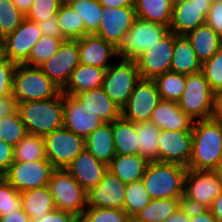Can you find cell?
<instances>
[{
  "label": "cell",
  "instance_id": "6da1fadb",
  "mask_svg": "<svg viewBox=\"0 0 222 222\" xmlns=\"http://www.w3.org/2000/svg\"><path fill=\"white\" fill-rule=\"evenodd\" d=\"M222 158V123L214 118L192 126V156L187 169L217 170Z\"/></svg>",
  "mask_w": 222,
  "mask_h": 222
},
{
  "label": "cell",
  "instance_id": "7a4b0ae2",
  "mask_svg": "<svg viewBox=\"0 0 222 222\" xmlns=\"http://www.w3.org/2000/svg\"><path fill=\"white\" fill-rule=\"evenodd\" d=\"M63 93L40 101L18 103V113L27 133L39 136L63 127Z\"/></svg>",
  "mask_w": 222,
  "mask_h": 222
},
{
  "label": "cell",
  "instance_id": "3957f363",
  "mask_svg": "<svg viewBox=\"0 0 222 222\" xmlns=\"http://www.w3.org/2000/svg\"><path fill=\"white\" fill-rule=\"evenodd\" d=\"M187 167L177 163L149 162L142 181L151 199H183Z\"/></svg>",
  "mask_w": 222,
  "mask_h": 222
},
{
  "label": "cell",
  "instance_id": "277c9868",
  "mask_svg": "<svg viewBox=\"0 0 222 222\" xmlns=\"http://www.w3.org/2000/svg\"><path fill=\"white\" fill-rule=\"evenodd\" d=\"M61 92L39 67L17 64L13 75L12 94L18 103L47 100Z\"/></svg>",
  "mask_w": 222,
  "mask_h": 222
},
{
  "label": "cell",
  "instance_id": "5b68a950",
  "mask_svg": "<svg viewBox=\"0 0 222 222\" xmlns=\"http://www.w3.org/2000/svg\"><path fill=\"white\" fill-rule=\"evenodd\" d=\"M184 89L177 101L179 108L194 121L213 118L215 93L201 71L186 75Z\"/></svg>",
  "mask_w": 222,
  "mask_h": 222
},
{
  "label": "cell",
  "instance_id": "8992f818",
  "mask_svg": "<svg viewBox=\"0 0 222 222\" xmlns=\"http://www.w3.org/2000/svg\"><path fill=\"white\" fill-rule=\"evenodd\" d=\"M221 193L222 182L216 170H187L184 179L183 206L209 209L213 200Z\"/></svg>",
  "mask_w": 222,
  "mask_h": 222
},
{
  "label": "cell",
  "instance_id": "52a82bcc",
  "mask_svg": "<svg viewBox=\"0 0 222 222\" xmlns=\"http://www.w3.org/2000/svg\"><path fill=\"white\" fill-rule=\"evenodd\" d=\"M47 186L56 209L82 217L87 208V191L66 169H54Z\"/></svg>",
  "mask_w": 222,
  "mask_h": 222
},
{
  "label": "cell",
  "instance_id": "ba28073f",
  "mask_svg": "<svg viewBox=\"0 0 222 222\" xmlns=\"http://www.w3.org/2000/svg\"><path fill=\"white\" fill-rule=\"evenodd\" d=\"M168 31V26L136 18L132 27L116 47L117 56L121 59L135 61Z\"/></svg>",
  "mask_w": 222,
  "mask_h": 222
},
{
  "label": "cell",
  "instance_id": "9c48e42d",
  "mask_svg": "<svg viewBox=\"0 0 222 222\" xmlns=\"http://www.w3.org/2000/svg\"><path fill=\"white\" fill-rule=\"evenodd\" d=\"M114 61L117 64L113 62L106 70L102 87L111 100L122 109L141 77L136 61L121 58Z\"/></svg>",
  "mask_w": 222,
  "mask_h": 222
},
{
  "label": "cell",
  "instance_id": "30bf717a",
  "mask_svg": "<svg viewBox=\"0 0 222 222\" xmlns=\"http://www.w3.org/2000/svg\"><path fill=\"white\" fill-rule=\"evenodd\" d=\"M43 140L46 159L55 169H65L85 149V139L64 126L45 135Z\"/></svg>",
  "mask_w": 222,
  "mask_h": 222
},
{
  "label": "cell",
  "instance_id": "8fae6325",
  "mask_svg": "<svg viewBox=\"0 0 222 222\" xmlns=\"http://www.w3.org/2000/svg\"><path fill=\"white\" fill-rule=\"evenodd\" d=\"M54 169L48 160L14 161L3 177L20 193L47 186Z\"/></svg>",
  "mask_w": 222,
  "mask_h": 222
},
{
  "label": "cell",
  "instance_id": "7c38bea8",
  "mask_svg": "<svg viewBox=\"0 0 222 222\" xmlns=\"http://www.w3.org/2000/svg\"><path fill=\"white\" fill-rule=\"evenodd\" d=\"M79 64L78 40L66 39L62 41L58 51L39 68L62 90Z\"/></svg>",
  "mask_w": 222,
  "mask_h": 222
},
{
  "label": "cell",
  "instance_id": "4fadbf2b",
  "mask_svg": "<svg viewBox=\"0 0 222 222\" xmlns=\"http://www.w3.org/2000/svg\"><path fill=\"white\" fill-rule=\"evenodd\" d=\"M174 33L170 30L135 61L141 79L153 80L170 71L173 58Z\"/></svg>",
  "mask_w": 222,
  "mask_h": 222
},
{
  "label": "cell",
  "instance_id": "5bb4252c",
  "mask_svg": "<svg viewBox=\"0 0 222 222\" xmlns=\"http://www.w3.org/2000/svg\"><path fill=\"white\" fill-rule=\"evenodd\" d=\"M161 100L154 81L141 79L121 109V116L134 123L150 121L153 110Z\"/></svg>",
  "mask_w": 222,
  "mask_h": 222
},
{
  "label": "cell",
  "instance_id": "9a60e30c",
  "mask_svg": "<svg viewBox=\"0 0 222 222\" xmlns=\"http://www.w3.org/2000/svg\"><path fill=\"white\" fill-rule=\"evenodd\" d=\"M41 37L37 22L24 18L14 32L3 38L4 57L16 64H24Z\"/></svg>",
  "mask_w": 222,
  "mask_h": 222
},
{
  "label": "cell",
  "instance_id": "2e32d148",
  "mask_svg": "<svg viewBox=\"0 0 222 222\" xmlns=\"http://www.w3.org/2000/svg\"><path fill=\"white\" fill-rule=\"evenodd\" d=\"M211 0H182L173 4L169 30L176 35H186L206 23Z\"/></svg>",
  "mask_w": 222,
  "mask_h": 222
},
{
  "label": "cell",
  "instance_id": "e0dca14e",
  "mask_svg": "<svg viewBox=\"0 0 222 222\" xmlns=\"http://www.w3.org/2000/svg\"><path fill=\"white\" fill-rule=\"evenodd\" d=\"M159 162L188 166L192 156V131L161 129L158 137Z\"/></svg>",
  "mask_w": 222,
  "mask_h": 222
},
{
  "label": "cell",
  "instance_id": "ac0fdd59",
  "mask_svg": "<svg viewBox=\"0 0 222 222\" xmlns=\"http://www.w3.org/2000/svg\"><path fill=\"white\" fill-rule=\"evenodd\" d=\"M63 104V126L84 139L105 123L75 96L63 94Z\"/></svg>",
  "mask_w": 222,
  "mask_h": 222
},
{
  "label": "cell",
  "instance_id": "d6986e66",
  "mask_svg": "<svg viewBox=\"0 0 222 222\" xmlns=\"http://www.w3.org/2000/svg\"><path fill=\"white\" fill-rule=\"evenodd\" d=\"M101 18L95 34L117 47L137 17L134 7H102Z\"/></svg>",
  "mask_w": 222,
  "mask_h": 222
},
{
  "label": "cell",
  "instance_id": "ffe728a7",
  "mask_svg": "<svg viewBox=\"0 0 222 222\" xmlns=\"http://www.w3.org/2000/svg\"><path fill=\"white\" fill-rule=\"evenodd\" d=\"M126 186L127 183L107 171L99 184L87 192V207L123 210Z\"/></svg>",
  "mask_w": 222,
  "mask_h": 222
},
{
  "label": "cell",
  "instance_id": "44dd1931",
  "mask_svg": "<svg viewBox=\"0 0 222 222\" xmlns=\"http://www.w3.org/2000/svg\"><path fill=\"white\" fill-rule=\"evenodd\" d=\"M80 64L107 70L117 56L116 47L96 34H87L78 39ZM112 61V62H111Z\"/></svg>",
  "mask_w": 222,
  "mask_h": 222
},
{
  "label": "cell",
  "instance_id": "7402d4cb",
  "mask_svg": "<svg viewBox=\"0 0 222 222\" xmlns=\"http://www.w3.org/2000/svg\"><path fill=\"white\" fill-rule=\"evenodd\" d=\"M85 191L96 187L108 171L86 148L65 168Z\"/></svg>",
  "mask_w": 222,
  "mask_h": 222
},
{
  "label": "cell",
  "instance_id": "603a6c76",
  "mask_svg": "<svg viewBox=\"0 0 222 222\" xmlns=\"http://www.w3.org/2000/svg\"><path fill=\"white\" fill-rule=\"evenodd\" d=\"M150 121L160 129L192 131L194 120L184 113L174 101L161 100L150 117Z\"/></svg>",
  "mask_w": 222,
  "mask_h": 222
},
{
  "label": "cell",
  "instance_id": "cb8c5ba5",
  "mask_svg": "<svg viewBox=\"0 0 222 222\" xmlns=\"http://www.w3.org/2000/svg\"><path fill=\"white\" fill-rule=\"evenodd\" d=\"M75 97L103 122H113L121 117V108L111 100L103 87L81 92Z\"/></svg>",
  "mask_w": 222,
  "mask_h": 222
},
{
  "label": "cell",
  "instance_id": "d4e9b609",
  "mask_svg": "<svg viewBox=\"0 0 222 222\" xmlns=\"http://www.w3.org/2000/svg\"><path fill=\"white\" fill-rule=\"evenodd\" d=\"M106 70L103 68L79 64L72 72L62 93L76 96L77 94L103 86Z\"/></svg>",
  "mask_w": 222,
  "mask_h": 222
},
{
  "label": "cell",
  "instance_id": "484cf974",
  "mask_svg": "<svg viewBox=\"0 0 222 222\" xmlns=\"http://www.w3.org/2000/svg\"><path fill=\"white\" fill-rule=\"evenodd\" d=\"M201 69L202 63L198 59L187 37L174 33L173 58L170 71L189 75L200 72Z\"/></svg>",
  "mask_w": 222,
  "mask_h": 222
},
{
  "label": "cell",
  "instance_id": "4316f807",
  "mask_svg": "<svg viewBox=\"0 0 222 222\" xmlns=\"http://www.w3.org/2000/svg\"><path fill=\"white\" fill-rule=\"evenodd\" d=\"M85 148L100 162L109 165L116 155L112 133V122L97 127L85 139Z\"/></svg>",
  "mask_w": 222,
  "mask_h": 222
},
{
  "label": "cell",
  "instance_id": "83f0119b",
  "mask_svg": "<svg viewBox=\"0 0 222 222\" xmlns=\"http://www.w3.org/2000/svg\"><path fill=\"white\" fill-rule=\"evenodd\" d=\"M185 36L201 63L212 58L222 46V38L206 23Z\"/></svg>",
  "mask_w": 222,
  "mask_h": 222
},
{
  "label": "cell",
  "instance_id": "f1b7e54d",
  "mask_svg": "<svg viewBox=\"0 0 222 222\" xmlns=\"http://www.w3.org/2000/svg\"><path fill=\"white\" fill-rule=\"evenodd\" d=\"M147 165L148 162L138 154H116L108 165V171L117 176L122 182L132 183L142 180Z\"/></svg>",
  "mask_w": 222,
  "mask_h": 222
},
{
  "label": "cell",
  "instance_id": "f546056e",
  "mask_svg": "<svg viewBox=\"0 0 222 222\" xmlns=\"http://www.w3.org/2000/svg\"><path fill=\"white\" fill-rule=\"evenodd\" d=\"M21 207L30 220L35 217L46 216L56 209L48 186L20 192Z\"/></svg>",
  "mask_w": 222,
  "mask_h": 222
},
{
  "label": "cell",
  "instance_id": "4dcf8cb0",
  "mask_svg": "<svg viewBox=\"0 0 222 222\" xmlns=\"http://www.w3.org/2000/svg\"><path fill=\"white\" fill-rule=\"evenodd\" d=\"M112 133L116 154H138L136 123L128 121L121 116L112 122Z\"/></svg>",
  "mask_w": 222,
  "mask_h": 222
},
{
  "label": "cell",
  "instance_id": "1f68e13d",
  "mask_svg": "<svg viewBox=\"0 0 222 222\" xmlns=\"http://www.w3.org/2000/svg\"><path fill=\"white\" fill-rule=\"evenodd\" d=\"M136 17L142 20L170 25L172 18V0H135Z\"/></svg>",
  "mask_w": 222,
  "mask_h": 222
},
{
  "label": "cell",
  "instance_id": "d6a6232c",
  "mask_svg": "<svg viewBox=\"0 0 222 222\" xmlns=\"http://www.w3.org/2000/svg\"><path fill=\"white\" fill-rule=\"evenodd\" d=\"M138 137V155L143 157L148 163L159 162L158 137L161 129L151 121L136 123Z\"/></svg>",
  "mask_w": 222,
  "mask_h": 222
},
{
  "label": "cell",
  "instance_id": "836d02e7",
  "mask_svg": "<svg viewBox=\"0 0 222 222\" xmlns=\"http://www.w3.org/2000/svg\"><path fill=\"white\" fill-rule=\"evenodd\" d=\"M183 199H151L150 203L132 218L136 222H163L183 204Z\"/></svg>",
  "mask_w": 222,
  "mask_h": 222
},
{
  "label": "cell",
  "instance_id": "e575fe53",
  "mask_svg": "<svg viewBox=\"0 0 222 222\" xmlns=\"http://www.w3.org/2000/svg\"><path fill=\"white\" fill-rule=\"evenodd\" d=\"M84 21L86 35L95 34L101 24L102 6L98 0H65Z\"/></svg>",
  "mask_w": 222,
  "mask_h": 222
},
{
  "label": "cell",
  "instance_id": "d590c367",
  "mask_svg": "<svg viewBox=\"0 0 222 222\" xmlns=\"http://www.w3.org/2000/svg\"><path fill=\"white\" fill-rule=\"evenodd\" d=\"M163 101L177 102L186 86V75L168 71L153 79Z\"/></svg>",
  "mask_w": 222,
  "mask_h": 222
},
{
  "label": "cell",
  "instance_id": "8d00e7d4",
  "mask_svg": "<svg viewBox=\"0 0 222 222\" xmlns=\"http://www.w3.org/2000/svg\"><path fill=\"white\" fill-rule=\"evenodd\" d=\"M57 17L65 39L78 40L86 36L83 19L66 2L61 5Z\"/></svg>",
  "mask_w": 222,
  "mask_h": 222
},
{
  "label": "cell",
  "instance_id": "74e56055",
  "mask_svg": "<svg viewBox=\"0 0 222 222\" xmlns=\"http://www.w3.org/2000/svg\"><path fill=\"white\" fill-rule=\"evenodd\" d=\"M14 161L28 162L47 160L43 136L27 134L13 149Z\"/></svg>",
  "mask_w": 222,
  "mask_h": 222
},
{
  "label": "cell",
  "instance_id": "f35d334b",
  "mask_svg": "<svg viewBox=\"0 0 222 222\" xmlns=\"http://www.w3.org/2000/svg\"><path fill=\"white\" fill-rule=\"evenodd\" d=\"M151 201L142 180L127 183L123 210L132 218Z\"/></svg>",
  "mask_w": 222,
  "mask_h": 222
},
{
  "label": "cell",
  "instance_id": "ab89813d",
  "mask_svg": "<svg viewBox=\"0 0 222 222\" xmlns=\"http://www.w3.org/2000/svg\"><path fill=\"white\" fill-rule=\"evenodd\" d=\"M64 40L66 39L42 35L40 40L33 46L30 56L24 64L39 67L58 51L60 44Z\"/></svg>",
  "mask_w": 222,
  "mask_h": 222
},
{
  "label": "cell",
  "instance_id": "60d3db41",
  "mask_svg": "<svg viewBox=\"0 0 222 222\" xmlns=\"http://www.w3.org/2000/svg\"><path fill=\"white\" fill-rule=\"evenodd\" d=\"M27 134L18 111L11 116L0 118V139L2 141L15 146Z\"/></svg>",
  "mask_w": 222,
  "mask_h": 222
},
{
  "label": "cell",
  "instance_id": "b9f144b4",
  "mask_svg": "<svg viewBox=\"0 0 222 222\" xmlns=\"http://www.w3.org/2000/svg\"><path fill=\"white\" fill-rule=\"evenodd\" d=\"M24 18L12 0H0V38L14 32Z\"/></svg>",
  "mask_w": 222,
  "mask_h": 222
},
{
  "label": "cell",
  "instance_id": "7bdbcfd3",
  "mask_svg": "<svg viewBox=\"0 0 222 222\" xmlns=\"http://www.w3.org/2000/svg\"><path fill=\"white\" fill-rule=\"evenodd\" d=\"M129 219L122 209L87 207L79 222H127Z\"/></svg>",
  "mask_w": 222,
  "mask_h": 222
},
{
  "label": "cell",
  "instance_id": "ee69618b",
  "mask_svg": "<svg viewBox=\"0 0 222 222\" xmlns=\"http://www.w3.org/2000/svg\"><path fill=\"white\" fill-rule=\"evenodd\" d=\"M201 72L215 94L222 90V46L212 58L202 63Z\"/></svg>",
  "mask_w": 222,
  "mask_h": 222
},
{
  "label": "cell",
  "instance_id": "f6af8a7d",
  "mask_svg": "<svg viewBox=\"0 0 222 222\" xmlns=\"http://www.w3.org/2000/svg\"><path fill=\"white\" fill-rule=\"evenodd\" d=\"M20 193L0 176V217L21 209Z\"/></svg>",
  "mask_w": 222,
  "mask_h": 222
},
{
  "label": "cell",
  "instance_id": "bcb514c9",
  "mask_svg": "<svg viewBox=\"0 0 222 222\" xmlns=\"http://www.w3.org/2000/svg\"><path fill=\"white\" fill-rule=\"evenodd\" d=\"M63 3L64 0H33L25 18L37 23L42 22L56 15Z\"/></svg>",
  "mask_w": 222,
  "mask_h": 222
},
{
  "label": "cell",
  "instance_id": "7dc6e473",
  "mask_svg": "<svg viewBox=\"0 0 222 222\" xmlns=\"http://www.w3.org/2000/svg\"><path fill=\"white\" fill-rule=\"evenodd\" d=\"M17 64L4 57L0 61V98L12 94L13 75Z\"/></svg>",
  "mask_w": 222,
  "mask_h": 222
},
{
  "label": "cell",
  "instance_id": "c3c4849f",
  "mask_svg": "<svg viewBox=\"0 0 222 222\" xmlns=\"http://www.w3.org/2000/svg\"><path fill=\"white\" fill-rule=\"evenodd\" d=\"M206 24L222 38V2L211 3L206 16Z\"/></svg>",
  "mask_w": 222,
  "mask_h": 222
},
{
  "label": "cell",
  "instance_id": "681fc988",
  "mask_svg": "<svg viewBox=\"0 0 222 222\" xmlns=\"http://www.w3.org/2000/svg\"><path fill=\"white\" fill-rule=\"evenodd\" d=\"M31 222H79V218L72 213L55 209L46 216L33 218Z\"/></svg>",
  "mask_w": 222,
  "mask_h": 222
},
{
  "label": "cell",
  "instance_id": "f907efd6",
  "mask_svg": "<svg viewBox=\"0 0 222 222\" xmlns=\"http://www.w3.org/2000/svg\"><path fill=\"white\" fill-rule=\"evenodd\" d=\"M37 24L42 35L55 37L57 39H65L59 26L57 14Z\"/></svg>",
  "mask_w": 222,
  "mask_h": 222
},
{
  "label": "cell",
  "instance_id": "816d5d0a",
  "mask_svg": "<svg viewBox=\"0 0 222 222\" xmlns=\"http://www.w3.org/2000/svg\"><path fill=\"white\" fill-rule=\"evenodd\" d=\"M14 146L0 139V176H3L14 162Z\"/></svg>",
  "mask_w": 222,
  "mask_h": 222
},
{
  "label": "cell",
  "instance_id": "f5cc1de1",
  "mask_svg": "<svg viewBox=\"0 0 222 222\" xmlns=\"http://www.w3.org/2000/svg\"><path fill=\"white\" fill-rule=\"evenodd\" d=\"M189 222H217L210 209L189 208Z\"/></svg>",
  "mask_w": 222,
  "mask_h": 222
},
{
  "label": "cell",
  "instance_id": "db71d44e",
  "mask_svg": "<svg viewBox=\"0 0 222 222\" xmlns=\"http://www.w3.org/2000/svg\"><path fill=\"white\" fill-rule=\"evenodd\" d=\"M18 111V102L13 94L0 98V118L11 116Z\"/></svg>",
  "mask_w": 222,
  "mask_h": 222
},
{
  "label": "cell",
  "instance_id": "11a10c76",
  "mask_svg": "<svg viewBox=\"0 0 222 222\" xmlns=\"http://www.w3.org/2000/svg\"><path fill=\"white\" fill-rule=\"evenodd\" d=\"M0 222H31L29 216L21 208L7 216L0 217Z\"/></svg>",
  "mask_w": 222,
  "mask_h": 222
},
{
  "label": "cell",
  "instance_id": "9f6ffc18",
  "mask_svg": "<svg viewBox=\"0 0 222 222\" xmlns=\"http://www.w3.org/2000/svg\"><path fill=\"white\" fill-rule=\"evenodd\" d=\"M163 222H189V208L182 205L172 216Z\"/></svg>",
  "mask_w": 222,
  "mask_h": 222
},
{
  "label": "cell",
  "instance_id": "6f0895ef",
  "mask_svg": "<svg viewBox=\"0 0 222 222\" xmlns=\"http://www.w3.org/2000/svg\"><path fill=\"white\" fill-rule=\"evenodd\" d=\"M102 7L118 8V7H134L135 0H98Z\"/></svg>",
  "mask_w": 222,
  "mask_h": 222
},
{
  "label": "cell",
  "instance_id": "680465c9",
  "mask_svg": "<svg viewBox=\"0 0 222 222\" xmlns=\"http://www.w3.org/2000/svg\"><path fill=\"white\" fill-rule=\"evenodd\" d=\"M209 209L215 216L217 222H222V193L213 200Z\"/></svg>",
  "mask_w": 222,
  "mask_h": 222
},
{
  "label": "cell",
  "instance_id": "91938a15",
  "mask_svg": "<svg viewBox=\"0 0 222 222\" xmlns=\"http://www.w3.org/2000/svg\"><path fill=\"white\" fill-rule=\"evenodd\" d=\"M213 118L222 123V90L215 94V111Z\"/></svg>",
  "mask_w": 222,
  "mask_h": 222
},
{
  "label": "cell",
  "instance_id": "94428289",
  "mask_svg": "<svg viewBox=\"0 0 222 222\" xmlns=\"http://www.w3.org/2000/svg\"><path fill=\"white\" fill-rule=\"evenodd\" d=\"M17 9L25 16L30 10L33 0H12Z\"/></svg>",
  "mask_w": 222,
  "mask_h": 222
},
{
  "label": "cell",
  "instance_id": "6125c7cd",
  "mask_svg": "<svg viewBox=\"0 0 222 222\" xmlns=\"http://www.w3.org/2000/svg\"><path fill=\"white\" fill-rule=\"evenodd\" d=\"M4 58L3 39L0 38V61Z\"/></svg>",
  "mask_w": 222,
  "mask_h": 222
},
{
  "label": "cell",
  "instance_id": "be15d7a7",
  "mask_svg": "<svg viewBox=\"0 0 222 222\" xmlns=\"http://www.w3.org/2000/svg\"><path fill=\"white\" fill-rule=\"evenodd\" d=\"M216 171H217L218 174L220 175L221 182H222V165H220V167H219Z\"/></svg>",
  "mask_w": 222,
  "mask_h": 222
},
{
  "label": "cell",
  "instance_id": "e7e4bbea",
  "mask_svg": "<svg viewBox=\"0 0 222 222\" xmlns=\"http://www.w3.org/2000/svg\"><path fill=\"white\" fill-rule=\"evenodd\" d=\"M222 2V0H211V3Z\"/></svg>",
  "mask_w": 222,
  "mask_h": 222
},
{
  "label": "cell",
  "instance_id": "03108f58",
  "mask_svg": "<svg viewBox=\"0 0 222 222\" xmlns=\"http://www.w3.org/2000/svg\"><path fill=\"white\" fill-rule=\"evenodd\" d=\"M180 1H182V0H172V3L175 4V3L180 2Z\"/></svg>",
  "mask_w": 222,
  "mask_h": 222
},
{
  "label": "cell",
  "instance_id": "003e7915",
  "mask_svg": "<svg viewBox=\"0 0 222 222\" xmlns=\"http://www.w3.org/2000/svg\"><path fill=\"white\" fill-rule=\"evenodd\" d=\"M127 222H136L133 218H130Z\"/></svg>",
  "mask_w": 222,
  "mask_h": 222
}]
</instances>
